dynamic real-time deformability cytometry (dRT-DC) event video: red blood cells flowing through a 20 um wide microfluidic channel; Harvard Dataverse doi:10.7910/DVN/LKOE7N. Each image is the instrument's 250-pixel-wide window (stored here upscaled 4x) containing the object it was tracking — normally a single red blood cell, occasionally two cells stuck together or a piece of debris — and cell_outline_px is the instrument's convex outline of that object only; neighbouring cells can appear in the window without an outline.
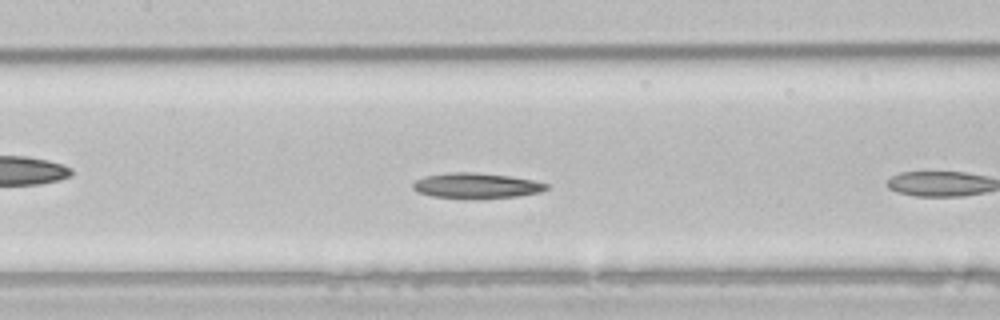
{"species": "common noctule bat (a hibernating species)", "species_latin": "Nyctalus noctula", "temperature_condition": "room temperature", "stored_images_in_passage": 9, "camera_frame_rate_fps": 3000, "um_per_image_px": 0.085, "animal": {"sex": "male", "body_mass_g": 21.5, "forearm_length_mm": 52.0}, "frame": {"image": 1, "passage_image": 8, "time_ms": 2.333, "image_size_px": [1000, 320], "cell_outline_px": [[548, 188], [540, 192], [520, 196], [432, 196], [416, 192], [412, 188], [412, 184], [416, 180], [424, 176], [448, 172], [476, 172], [508, 176], [532, 180], [548, 184]], "centroid_in_image_um": [40.45, 15.73], "position_along_channel_um": 166.9, "area_um2": 18.9}}